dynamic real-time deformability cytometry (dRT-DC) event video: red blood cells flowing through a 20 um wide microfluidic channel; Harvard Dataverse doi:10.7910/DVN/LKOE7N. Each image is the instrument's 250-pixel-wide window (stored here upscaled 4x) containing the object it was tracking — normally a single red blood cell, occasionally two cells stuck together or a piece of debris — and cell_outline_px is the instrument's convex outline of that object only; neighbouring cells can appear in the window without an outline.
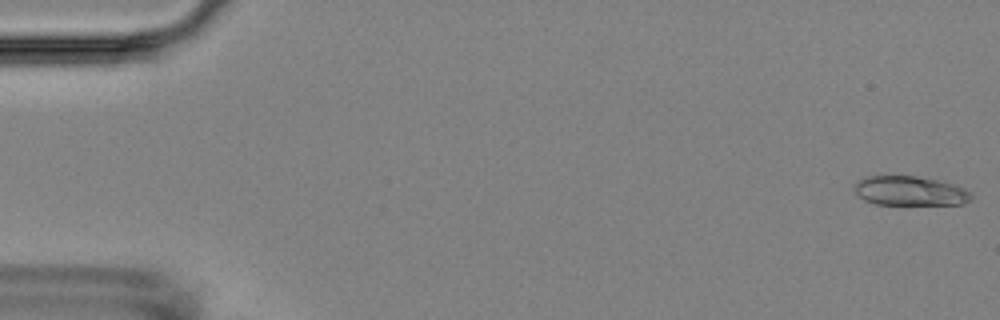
{"species": "Egyptian fruit bat (a non-hibernating species)", "species_latin": "Rousettus aegyptiacus", "temperature_condition": "room temperature", "stored_images_in_passage": 5, "camera_frame_rate_fps": 3000, "um_per_image_px": 0.085, "animal": {"sex": "female"}, "frame": {"image": 1, "passage_image": 1, "time_ms": 0.0, "image_size_px": [1000, 320], "cell_outline_px": [[972, 196], [964, 204], [876, 204], [864, 200], [856, 192], [856, 180], [868, 176], [916, 176], [936, 180], [952, 184], [964, 188], [972, 192]], "centroid_in_image_um": [77.35, 16.23], "position_along_channel_um": 7.6, "area_um2": 19.77}}